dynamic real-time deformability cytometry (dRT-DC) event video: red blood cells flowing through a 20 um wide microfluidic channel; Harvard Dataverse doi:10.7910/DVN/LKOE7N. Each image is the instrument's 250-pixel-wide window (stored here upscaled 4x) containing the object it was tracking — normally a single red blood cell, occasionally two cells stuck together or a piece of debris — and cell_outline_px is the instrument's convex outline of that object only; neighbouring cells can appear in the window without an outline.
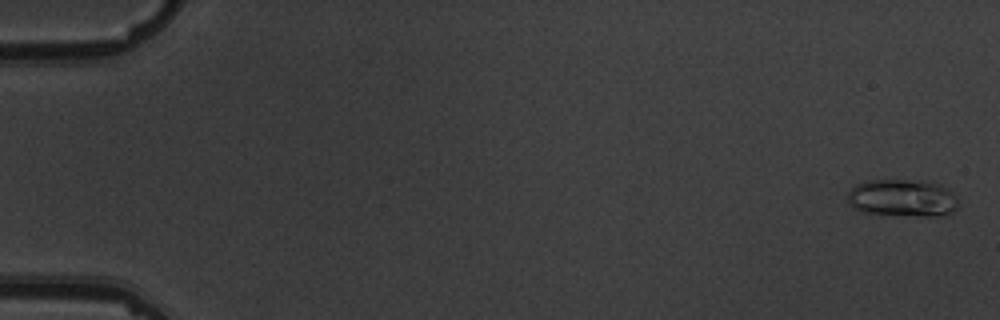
{"species": "common noctule bat (a hibernating species)", "species_latin": "Nyctalus noctula", "temperature_condition": "warm", "stored_images_in_passage": 6, "camera_frame_rate_fps": 3000, "um_per_image_px": 0.085, "animal": {"sex": "male", "body_mass_g": 19.5, "forearm_length_mm": 54.6}, "frame": {"image": 1, "passage_image": 1, "time_ms": 0.0, "image_size_px": [1000, 320], "cell_outline_px": [[956, 208], [952, 212], [944, 216], [924, 216], [864, 212], [852, 208], [848, 200], [848, 192], [856, 184], [868, 180], [904, 180], [940, 184], [952, 192], [956, 196]], "centroid_in_image_um": [76.7, 16.83], "position_along_channel_um": 8.3, "area_um2": 23.81}}